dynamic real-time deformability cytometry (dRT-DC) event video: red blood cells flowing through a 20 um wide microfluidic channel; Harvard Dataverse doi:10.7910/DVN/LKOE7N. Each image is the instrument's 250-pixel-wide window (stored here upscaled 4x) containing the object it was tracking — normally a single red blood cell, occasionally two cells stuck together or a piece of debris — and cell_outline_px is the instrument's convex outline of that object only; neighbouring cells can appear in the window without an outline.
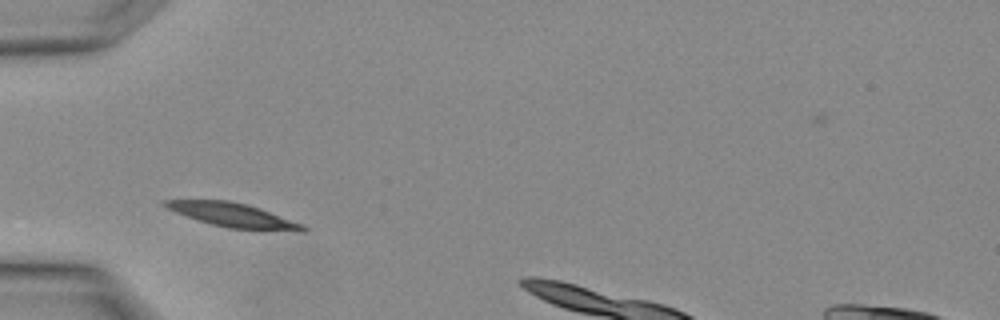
{"species": "Egyptian fruit bat (a non-hibernating species)", "species_latin": "Rousettus aegyptiacus", "temperature_condition": "warm", "stored_images_in_passage": 3, "camera_frame_rate_fps": 3000, "um_per_image_px": 0.085, "animal": {"sex": "female"}, "frame": {"image": 1, "passage_image": 1, "time_ms": 0.0, "image_size_px": [1000, 320], "cell_outline_px": [[308, 228], [304, 232], [300, 232], [228, 228], [196, 220], [164, 208], [160, 204], [160, 200], [228, 200], [260, 208], [304, 224]], "centroid_in_image_um": [19.79, 18.29], "position_along_channel_um": 65.2, "area_um2": 19.59}}